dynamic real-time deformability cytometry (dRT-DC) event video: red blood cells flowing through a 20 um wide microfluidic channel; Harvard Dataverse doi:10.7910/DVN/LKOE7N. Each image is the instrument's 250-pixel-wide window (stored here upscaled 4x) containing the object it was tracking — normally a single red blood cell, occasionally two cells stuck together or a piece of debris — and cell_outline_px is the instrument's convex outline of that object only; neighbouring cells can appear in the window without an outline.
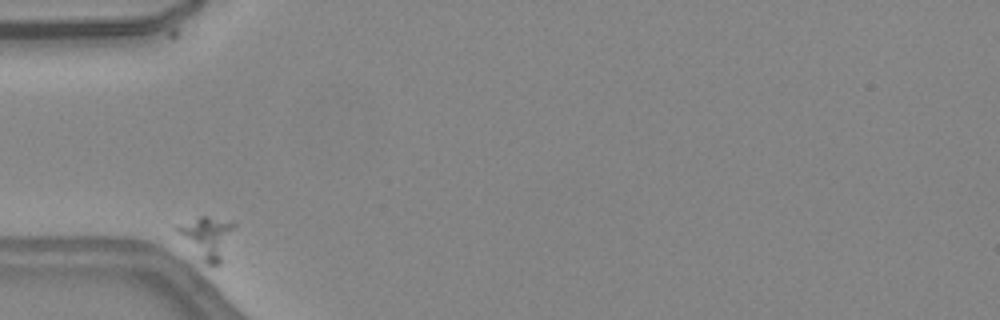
{"species": "common noctule bat (a hibernating species)", "species_latin": "Nyctalus noctula", "temperature_condition": "warm", "stored_images_in_passage": 30, "camera_frame_rate_fps": 3000, "um_per_image_px": 0.085, "animal": {"sex": "female", "body_mass_g": 24.6, "forearm_length_mm": 56.2}, "frame": {"image": 1, "passage_image": 1, "time_ms": 0.0, "image_size_px": [1000, 320], "cell_outline_px": [[236, 224], [220, 264], [208, 264], [176, 232], [176, 228], [200, 216], [208, 216]], "centroid_in_image_um": [17.65, 20.16], "position_along_channel_um": 67.4, "area_um2": 12.95}}
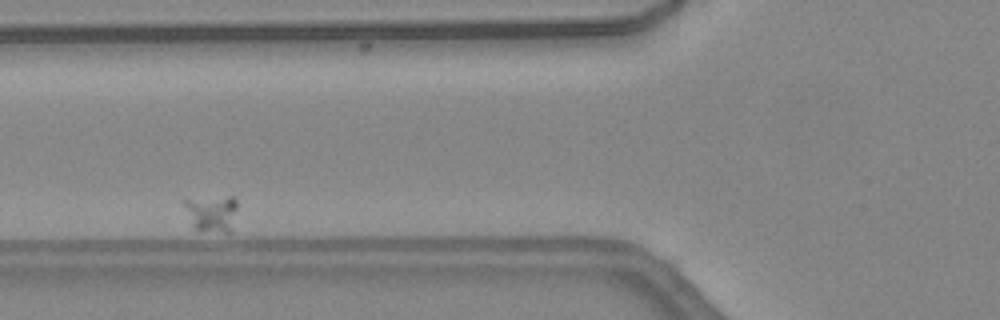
{"frame": {"image": 2, "passage_image": 5, "time_ms": 1.333, "image_size_px": [1000, 320], "cell_outline_px": [[236, 208], [232, 232], [200, 232], [192, 228], [180, 200], [228, 196], [232, 196], [236, 200]], "centroid_in_image_um": [17.94, 18.16], "position_along_channel_um": 107.9, "area_um2": 11.79}}